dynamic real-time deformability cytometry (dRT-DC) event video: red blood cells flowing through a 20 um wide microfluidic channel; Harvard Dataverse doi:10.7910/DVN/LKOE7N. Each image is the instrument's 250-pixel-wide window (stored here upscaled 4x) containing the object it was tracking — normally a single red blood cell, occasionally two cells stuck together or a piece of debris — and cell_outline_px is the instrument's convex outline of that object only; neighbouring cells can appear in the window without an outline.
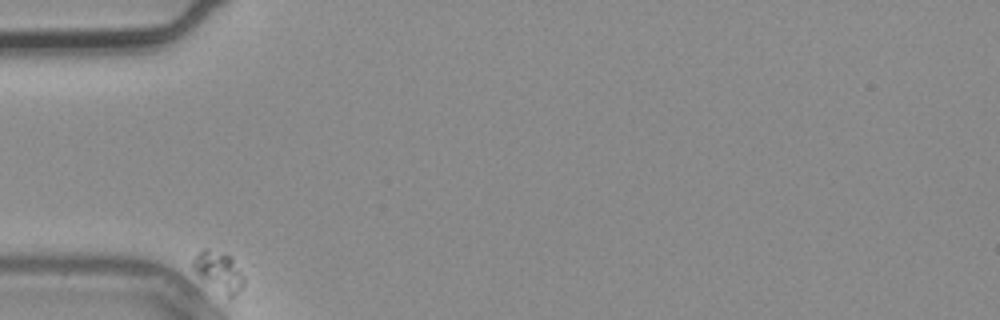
{"species": "common noctule bat (a hibernating species)", "species_latin": "Nyctalus noctula", "temperature_condition": "warm", "stored_images_in_passage": 4, "camera_frame_rate_fps": 3000, "um_per_image_px": 0.085, "animal": {"sex": "male", "body_mass_g": 20.4}, "frame": {"image": 1, "passage_image": 1, "time_ms": 0.0, "image_size_px": [1000, 320], "cell_outline_px": [[244, 284], [236, 296], [228, 296], [200, 276], [192, 268], [192, 260], [204, 248], [208, 248], [224, 252], [232, 256], [244, 276]], "centroid_in_image_um": [18.64, 23.02], "position_along_channel_um": 66.4, "area_um2": 11.62}}